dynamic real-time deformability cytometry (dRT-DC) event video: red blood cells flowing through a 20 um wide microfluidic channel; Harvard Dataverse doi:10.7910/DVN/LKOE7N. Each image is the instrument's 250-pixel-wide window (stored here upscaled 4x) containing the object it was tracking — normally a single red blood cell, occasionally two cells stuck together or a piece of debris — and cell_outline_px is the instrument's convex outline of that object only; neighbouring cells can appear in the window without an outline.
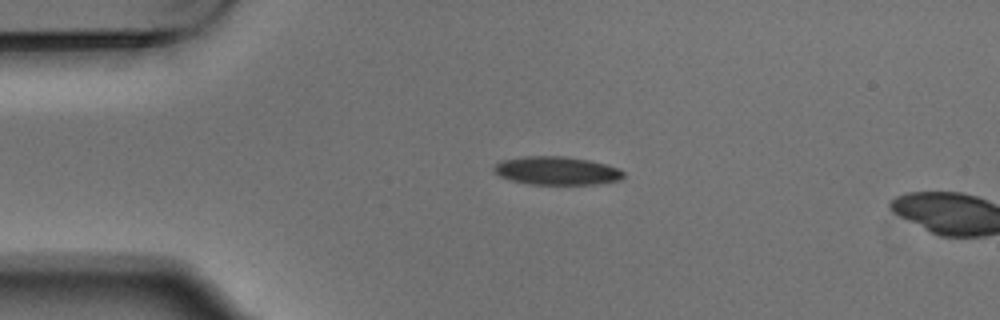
{"species": "Egyptian fruit bat (a non-hibernating species)", "species_latin": "Rousettus aegyptiacus", "temperature_condition": "warm", "stored_images_in_passage": 2, "camera_frame_rate_fps": 3000, "um_per_image_px": 0.085, "animal": {"sex": "male"}, "frame": {"image": 1, "passage_image": 1, "time_ms": 0.0, "image_size_px": [1000, 320], "cell_outline_px": [[624, 176], [620, 180], [596, 184], [532, 184], [512, 180], [500, 176], [492, 168], [500, 160], [524, 156], [564, 156], [588, 160], [604, 164], [616, 168], [624, 172]], "centroid_in_image_um": [47.3, 14.5], "position_along_channel_um": 37.7, "area_um2": 21.15}}